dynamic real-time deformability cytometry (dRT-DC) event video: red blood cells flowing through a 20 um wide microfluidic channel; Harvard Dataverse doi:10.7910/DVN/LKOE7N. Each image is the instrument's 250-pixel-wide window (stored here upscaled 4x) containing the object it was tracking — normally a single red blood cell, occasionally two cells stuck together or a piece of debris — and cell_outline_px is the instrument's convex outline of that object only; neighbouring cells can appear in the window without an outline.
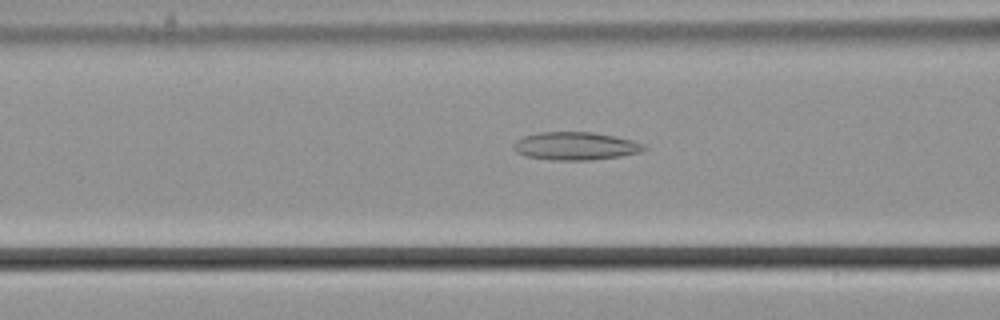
{"species": "common noctule bat (a hibernating species)", "species_latin": "Nyctalus noctula", "temperature_condition": "cold", "stored_images_in_passage": 30, "camera_frame_rate_fps": 3000, "um_per_image_px": 0.085, "animal": {"sex": "male", "body_mass_g": 21.5, "forearm_length_mm": 52.0}, "frame": {"image": 1, "passage_image": 6, "time_ms": 1.667, "image_size_px": [1000, 320], "cell_outline_px": [[648, 148], [640, 152], [620, 156], [592, 160], [552, 160], [524, 156], [516, 152], [512, 148], [512, 144], [516, 140], [524, 136], [540, 132], [592, 132], [632, 140], [644, 144]], "centroid_in_image_um": [48.88, 12.42], "position_along_channel_um": 117.7, "area_um2": 21.33}}
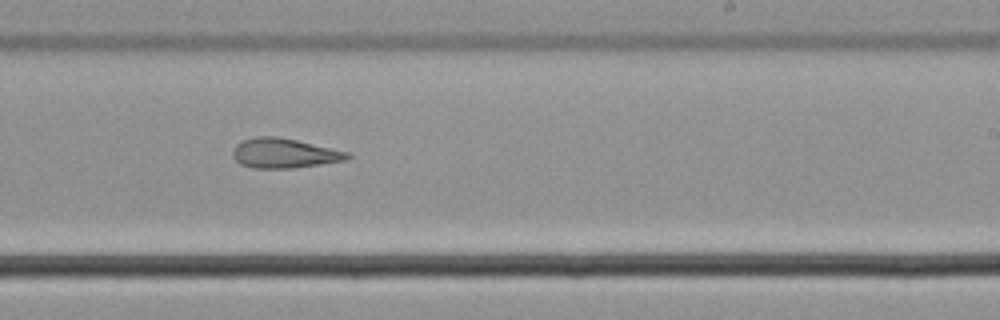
{"frame": {"image": 2, "passage_image": 18, "time_ms": 5.667, "image_size_px": [1000, 320], "cell_outline_px": [[352, 156], [344, 160], [320, 164], [292, 168], [252, 168], [240, 164], [232, 156], [232, 152], [236, 144], [244, 140], [256, 136], [276, 136], [296, 140], [348, 152]], "centroid_in_image_um": [24.11, 13.02], "position_along_channel_um": 264.9, "area_um2": 19.65}}
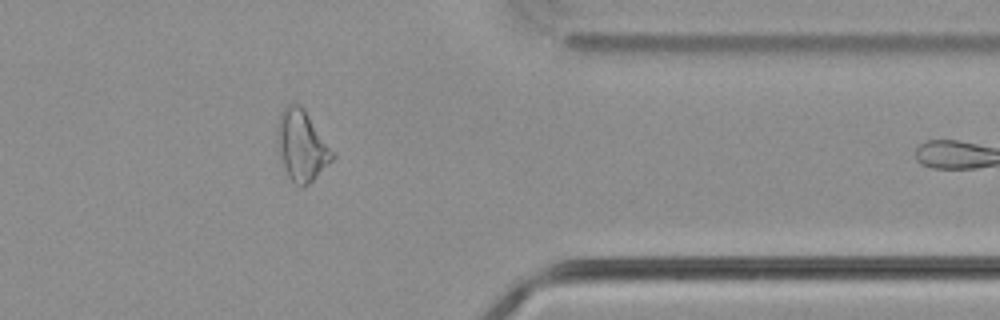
{"frame": {"image": 3, "passage_image": 29, "time_ms": 9.333, "image_size_px": [1000, 320], "cell_outline_px": [[336, 156], [308, 184], [300, 188], [288, 176], [276, 140], [276, 128], [280, 112], [288, 104], [300, 104], [304, 108], [336, 152]], "centroid_in_image_um": [25.67, 12.33], "position_along_channel_um": 385.7, "area_um2": 22.77}}